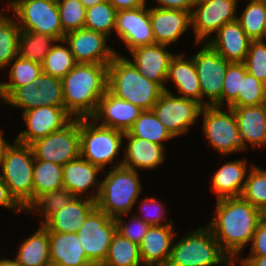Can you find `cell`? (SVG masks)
I'll return each mask as SVG.
<instances>
[{
    "label": "cell",
    "mask_w": 266,
    "mask_h": 266,
    "mask_svg": "<svg viewBox=\"0 0 266 266\" xmlns=\"http://www.w3.org/2000/svg\"><path fill=\"white\" fill-rule=\"evenodd\" d=\"M265 214L242 197L217 200L208 227L228 257H238L251 243L257 225ZM238 255V256H237Z\"/></svg>",
    "instance_id": "cell-1"
},
{
    "label": "cell",
    "mask_w": 266,
    "mask_h": 266,
    "mask_svg": "<svg viewBox=\"0 0 266 266\" xmlns=\"http://www.w3.org/2000/svg\"><path fill=\"white\" fill-rule=\"evenodd\" d=\"M61 80L65 110L89 118L107 91L108 65L77 63Z\"/></svg>",
    "instance_id": "cell-2"
},
{
    "label": "cell",
    "mask_w": 266,
    "mask_h": 266,
    "mask_svg": "<svg viewBox=\"0 0 266 266\" xmlns=\"http://www.w3.org/2000/svg\"><path fill=\"white\" fill-rule=\"evenodd\" d=\"M107 90L142 110H152L165 91L159 84L141 75L127 57L119 54L108 64Z\"/></svg>",
    "instance_id": "cell-3"
},
{
    "label": "cell",
    "mask_w": 266,
    "mask_h": 266,
    "mask_svg": "<svg viewBox=\"0 0 266 266\" xmlns=\"http://www.w3.org/2000/svg\"><path fill=\"white\" fill-rule=\"evenodd\" d=\"M101 180L96 207L111 218L126 216L142 192L139 173L123 165L111 168Z\"/></svg>",
    "instance_id": "cell-4"
},
{
    "label": "cell",
    "mask_w": 266,
    "mask_h": 266,
    "mask_svg": "<svg viewBox=\"0 0 266 266\" xmlns=\"http://www.w3.org/2000/svg\"><path fill=\"white\" fill-rule=\"evenodd\" d=\"M34 155L30 145L14 143L6 148L0 176L10 195L25 210L33 201Z\"/></svg>",
    "instance_id": "cell-5"
},
{
    "label": "cell",
    "mask_w": 266,
    "mask_h": 266,
    "mask_svg": "<svg viewBox=\"0 0 266 266\" xmlns=\"http://www.w3.org/2000/svg\"><path fill=\"white\" fill-rule=\"evenodd\" d=\"M176 241L166 266H217L228 258L207 225Z\"/></svg>",
    "instance_id": "cell-6"
},
{
    "label": "cell",
    "mask_w": 266,
    "mask_h": 266,
    "mask_svg": "<svg viewBox=\"0 0 266 266\" xmlns=\"http://www.w3.org/2000/svg\"><path fill=\"white\" fill-rule=\"evenodd\" d=\"M123 138L124 132L120 130L98 125L90 118H80V157L101 170L108 164L112 168L122 165L114 158L124 147Z\"/></svg>",
    "instance_id": "cell-7"
},
{
    "label": "cell",
    "mask_w": 266,
    "mask_h": 266,
    "mask_svg": "<svg viewBox=\"0 0 266 266\" xmlns=\"http://www.w3.org/2000/svg\"><path fill=\"white\" fill-rule=\"evenodd\" d=\"M221 109L218 106H204L201 109L202 127L208 144L223 156L244 151L233 109Z\"/></svg>",
    "instance_id": "cell-8"
},
{
    "label": "cell",
    "mask_w": 266,
    "mask_h": 266,
    "mask_svg": "<svg viewBox=\"0 0 266 266\" xmlns=\"http://www.w3.org/2000/svg\"><path fill=\"white\" fill-rule=\"evenodd\" d=\"M34 159L65 165L80 157V118L30 144Z\"/></svg>",
    "instance_id": "cell-9"
},
{
    "label": "cell",
    "mask_w": 266,
    "mask_h": 266,
    "mask_svg": "<svg viewBox=\"0 0 266 266\" xmlns=\"http://www.w3.org/2000/svg\"><path fill=\"white\" fill-rule=\"evenodd\" d=\"M193 58L201 88V105L221 107L223 81L228 62L216 50L205 42ZM208 100H204V98Z\"/></svg>",
    "instance_id": "cell-10"
},
{
    "label": "cell",
    "mask_w": 266,
    "mask_h": 266,
    "mask_svg": "<svg viewBox=\"0 0 266 266\" xmlns=\"http://www.w3.org/2000/svg\"><path fill=\"white\" fill-rule=\"evenodd\" d=\"M116 231L115 218H111L96 207L76 232L88 260L94 266H101L106 259Z\"/></svg>",
    "instance_id": "cell-11"
},
{
    "label": "cell",
    "mask_w": 266,
    "mask_h": 266,
    "mask_svg": "<svg viewBox=\"0 0 266 266\" xmlns=\"http://www.w3.org/2000/svg\"><path fill=\"white\" fill-rule=\"evenodd\" d=\"M195 100L174 95L170 90L164 91L152 110L173 137L189 131L202 109Z\"/></svg>",
    "instance_id": "cell-12"
},
{
    "label": "cell",
    "mask_w": 266,
    "mask_h": 266,
    "mask_svg": "<svg viewBox=\"0 0 266 266\" xmlns=\"http://www.w3.org/2000/svg\"><path fill=\"white\" fill-rule=\"evenodd\" d=\"M238 0H196L191 13L196 44L207 42L226 23L237 19ZM236 13V14H235Z\"/></svg>",
    "instance_id": "cell-13"
},
{
    "label": "cell",
    "mask_w": 266,
    "mask_h": 266,
    "mask_svg": "<svg viewBox=\"0 0 266 266\" xmlns=\"http://www.w3.org/2000/svg\"><path fill=\"white\" fill-rule=\"evenodd\" d=\"M21 31H32L63 40L61 20L57 2L34 0L21 3L14 11Z\"/></svg>",
    "instance_id": "cell-14"
},
{
    "label": "cell",
    "mask_w": 266,
    "mask_h": 266,
    "mask_svg": "<svg viewBox=\"0 0 266 266\" xmlns=\"http://www.w3.org/2000/svg\"><path fill=\"white\" fill-rule=\"evenodd\" d=\"M108 39L103 33L82 28L65 34L63 40L77 63L108 65L118 54L107 44Z\"/></svg>",
    "instance_id": "cell-15"
},
{
    "label": "cell",
    "mask_w": 266,
    "mask_h": 266,
    "mask_svg": "<svg viewBox=\"0 0 266 266\" xmlns=\"http://www.w3.org/2000/svg\"><path fill=\"white\" fill-rule=\"evenodd\" d=\"M27 130L20 131L15 141L30 145L52 132L61 130L73 117L64 106H41L22 113Z\"/></svg>",
    "instance_id": "cell-16"
},
{
    "label": "cell",
    "mask_w": 266,
    "mask_h": 266,
    "mask_svg": "<svg viewBox=\"0 0 266 266\" xmlns=\"http://www.w3.org/2000/svg\"><path fill=\"white\" fill-rule=\"evenodd\" d=\"M146 6L145 3L138 8L118 10L116 13L114 31L129 51L155 44L149 8Z\"/></svg>",
    "instance_id": "cell-17"
},
{
    "label": "cell",
    "mask_w": 266,
    "mask_h": 266,
    "mask_svg": "<svg viewBox=\"0 0 266 266\" xmlns=\"http://www.w3.org/2000/svg\"><path fill=\"white\" fill-rule=\"evenodd\" d=\"M143 110L120 99L110 91L100 98L95 112L89 117L96 124L127 132Z\"/></svg>",
    "instance_id": "cell-18"
},
{
    "label": "cell",
    "mask_w": 266,
    "mask_h": 266,
    "mask_svg": "<svg viewBox=\"0 0 266 266\" xmlns=\"http://www.w3.org/2000/svg\"><path fill=\"white\" fill-rule=\"evenodd\" d=\"M168 46L152 44L130 50L131 61L138 72L148 80L159 84L165 91L168 68L175 54L167 50Z\"/></svg>",
    "instance_id": "cell-19"
},
{
    "label": "cell",
    "mask_w": 266,
    "mask_h": 266,
    "mask_svg": "<svg viewBox=\"0 0 266 266\" xmlns=\"http://www.w3.org/2000/svg\"><path fill=\"white\" fill-rule=\"evenodd\" d=\"M149 16L155 43L170 46L177 43L189 27H192L191 12L180 9L149 7Z\"/></svg>",
    "instance_id": "cell-20"
},
{
    "label": "cell",
    "mask_w": 266,
    "mask_h": 266,
    "mask_svg": "<svg viewBox=\"0 0 266 266\" xmlns=\"http://www.w3.org/2000/svg\"><path fill=\"white\" fill-rule=\"evenodd\" d=\"M62 170L63 188L70 191L76 197H83L86 194V197L88 195L87 198L97 200L101 186V181L97 180V177L100 171L102 172L99 167L82 157H78L63 165ZM91 187L94 190L89 196L87 193L91 191Z\"/></svg>",
    "instance_id": "cell-21"
},
{
    "label": "cell",
    "mask_w": 266,
    "mask_h": 266,
    "mask_svg": "<svg viewBox=\"0 0 266 266\" xmlns=\"http://www.w3.org/2000/svg\"><path fill=\"white\" fill-rule=\"evenodd\" d=\"M177 235L173 225L150 226L139 245L144 266H166Z\"/></svg>",
    "instance_id": "cell-22"
},
{
    "label": "cell",
    "mask_w": 266,
    "mask_h": 266,
    "mask_svg": "<svg viewBox=\"0 0 266 266\" xmlns=\"http://www.w3.org/2000/svg\"><path fill=\"white\" fill-rule=\"evenodd\" d=\"M209 40L207 42L216 52L231 63L245 62L252 41L237 19L226 23Z\"/></svg>",
    "instance_id": "cell-23"
},
{
    "label": "cell",
    "mask_w": 266,
    "mask_h": 266,
    "mask_svg": "<svg viewBox=\"0 0 266 266\" xmlns=\"http://www.w3.org/2000/svg\"><path fill=\"white\" fill-rule=\"evenodd\" d=\"M233 109L244 150L266 145V107L264 104L252 106H229Z\"/></svg>",
    "instance_id": "cell-24"
},
{
    "label": "cell",
    "mask_w": 266,
    "mask_h": 266,
    "mask_svg": "<svg viewBox=\"0 0 266 266\" xmlns=\"http://www.w3.org/2000/svg\"><path fill=\"white\" fill-rule=\"evenodd\" d=\"M124 157L120 160L123 166L137 171V169H154L165 161L164 146L148 140L130 136L124 132Z\"/></svg>",
    "instance_id": "cell-25"
},
{
    "label": "cell",
    "mask_w": 266,
    "mask_h": 266,
    "mask_svg": "<svg viewBox=\"0 0 266 266\" xmlns=\"http://www.w3.org/2000/svg\"><path fill=\"white\" fill-rule=\"evenodd\" d=\"M95 208V200L75 196L65 207L51 214L42 225L48 232L76 233Z\"/></svg>",
    "instance_id": "cell-26"
},
{
    "label": "cell",
    "mask_w": 266,
    "mask_h": 266,
    "mask_svg": "<svg viewBox=\"0 0 266 266\" xmlns=\"http://www.w3.org/2000/svg\"><path fill=\"white\" fill-rule=\"evenodd\" d=\"M49 252L51 266H94L77 233L49 232Z\"/></svg>",
    "instance_id": "cell-27"
},
{
    "label": "cell",
    "mask_w": 266,
    "mask_h": 266,
    "mask_svg": "<svg viewBox=\"0 0 266 266\" xmlns=\"http://www.w3.org/2000/svg\"><path fill=\"white\" fill-rule=\"evenodd\" d=\"M246 159L227 161L211 177V190L217 200L241 197L245 186L247 171Z\"/></svg>",
    "instance_id": "cell-28"
},
{
    "label": "cell",
    "mask_w": 266,
    "mask_h": 266,
    "mask_svg": "<svg viewBox=\"0 0 266 266\" xmlns=\"http://www.w3.org/2000/svg\"><path fill=\"white\" fill-rule=\"evenodd\" d=\"M186 53H180L172 58L166 82L171 81L177 87L180 97L197 101L201 104V88L193 58L185 57Z\"/></svg>",
    "instance_id": "cell-29"
},
{
    "label": "cell",
    "mask_w": 266,
    "mask_h": 266,
    "mask_svg": "<svg viewBox=\"0 0 266 266\" xmlns=\"http://www.w3.org/2000/svg\"><path fill=\"white\" fill-rule=\"evenodd\" d=\"M14 260L20 266H51L49 232L42 224L22 242Z\"/></svg>",
    "instance_id": "cell-30"
},
{
    "label": "cell",
    "mask_w": 266,
    "mask_h": 266,
    "mask_svg": "<svg viewBox=\"0 0 266 266\" xmlns=\"http://www.w3.org/2000/svg\"><path fill=\"white\" fill-rule=\"evenodd\" d=\"M9 81L0 82V100L2 102L18 87L36 81L43 72L41 64L25 60L19 55L12 60Z\"/></svg>",
    "instance_id": "cell-31"
},
{
    "label": "cell",
    "mask_w": 266,
    "mask_h": 266,
    "mask_svg": "<svg viewBox=\"0 0 266 266\" xmlns=\"http://www.w3.org/2000/svg\"><path fill=\"white\" fill-rule=\"evenodd\" d=\"M101 266H144L139 246L116 231Z\"/></svg>",
    "instance_id": "cell-32"
},
{
    "label": "cell",
    "mask_w": 266,
    "mask_h": 266,
    "mask_svg": "<svg viewBox=\"0 0 266 266\" xmlns=\"http://www.w3.org/2000/svg\"><path fill=\"white\" fill-rule=\"evenodd\" d=\"M63 188L62 166L34 159L33 200L40 194Z\"/></svg>",
    "instance_id": "cell-33"
},
{
    "label": "cell",
    "mask_w": 266,
    "mask_h": 266,
    "mask_svg": "<svg viewBox=\"0 0 266 266\" xmlns=\"http://www.w3.org/2000/svg\"><path fill=\"white\" fill-rule=\"evenodd\" d=\"M127 133L161 146H164L162 142L174 138L159 121L153 110H143Z\"/></svg>",
    "instance_id": "cell-34"
},
{
    "label": "cell",
    "mask_w": 266,
    "mask_h": 266,
    "mask_svg": "<svg viewBox=\"0 0 266 266\" xmlns=\"http://www.w3.org/2000/svg\"><path fill=\"white\" fill-rule=\"evenodd\" d=\"M56 42L54 37L46 34L21 31L18 55L25 60L42 64L45 56Z\"/></svg>",
    "instance_id": "cell-35"
},
{
    "label": "cell",
    "mask_w": 266,
    "mask_h": 266,
    "mask_svg": "<svg viewBox=\"0 0 266 266\" xmlns=\"http://www.w3.org/2000/svg\"><path fill=\"white\" fill-rule=\"evenodd\" d=\"M0 9V70L12 63L18 56L19 36L21 29L13 17H6Z\"/></svg>",
    "instance_id": "cell-36"
},
{
    "label": "cell",
    "mask_w": 266,
    "mask_h": 266,
    "mask_svg": "<svg viewBox=\"0 0 266 266\" xmlns=\"http://www.w3.org/2000/svg\"><path fill=\"white\" fill-rule=\"evenodd\" d=\"M56 43L45 56L41 66L43 73L62 79L77 62L68 44L65 46L66 42L64 40H59Z\"/></svg>",
    "instance_id": "cell-37"
},
{
    "label": "cell",
    "mask_w": 266,
    "mask_h": 266,
    "mask_svg": "<svg viewBox=\"0 0 266 266\" xmlns=\"http://www.w3.org/2000/svg\"><path fill=\"white\" fill-rule=\"evenodd\" d=\"M237 20L251 40H262L266 21V0H251Z\"/></svg>",
    "instance_id": "cell-38"
},
{
    "label": "cell",
    "mask_w": 266,
    "mask_h": 266,
    "mask_svg": "<svg viewBox=\"0 0 266 266\" xmlns=\"http://www.w3.org/2000/svg\"><path fill=\"white\" fill-rule=\"evenodd\" d=\"M117 10L108 2L86 9L84 28L100 32L110 37L115 29Z\"/></svg>",
    "instance_id": "cell-39"
},
{
    "label": "cell",
    "mask_w": 266,
    "mask_h": 266,
    "mask_svg": "<svg viewBox=\"0 0 266 266\" xmlns=\"http://www.w3.org/2000/svg\"><path fill=\"white\" fill-rule=\"evenodd\" d=\"M75 196L65 188L57 189L51 192H46L37 196L25 209V212L30 213L40 211L43 216L41 224L53 213L65 207Z\"/></svg>",
    "instance_id": "cell-40"
},
{
    "label": "cell",
    "mask_w": 266,
    "mask_h": 266,
    "mask_svg": "<svg viewBox=\"0 0 266 266\" xmlns=\"http://www.w3.org/2000/svg\"><path fill=\"white\" fill-rule=\"evenodd\" d=\"M241 197L266 215V170L251 165Z\"/></svg>",
    "instance_id": "cell-41"
},
{
    "label": "cell",
    "mask_w": 266,
    "mask_h": 266,
    "mask_svg": "<svg viewBox=\"0 0 266 266\" xmlns=\"http://www.w3.org/2000/svg\"><path fill=\"white\" fill-rule=\"evenodd\" d=\"M57 4L65 34L84 28L86 8L80 0H58Z\"/></svg>",
    "instance_id": "cell-42"
},
{
    "label": "cell",
    "mask_w": 266,
    "mask_h": 266,
    "mask_svg": "<svg viewBox=\"0 0 266 266\" xmlns=\"http://www.w3.org/2000/svg\"><path fill=\"white\" fill-rule=\"evenodd\" d=\"M38 102L42 106H64L62 80L41 73L36 80Z\"/></svg>",
    "instance_id": "cell-43"
},
{
    "label": "cell",
    "mask_w": 266,
    "mask_h": 266,
    "mask_svg": "<svg viewBox=\"0 0 266 266\" xmlns=\"http://www.w3.org/2000/svg\"><path fill=\"white\" fill-rule=\"evenodd\" d=\"M265 99L266 85L247 71L242 79L241 92L230 106L261 105L264 104Z\"/></svg>",
    "instance_id": "cell-44"
},
{
    "label": "cell",
    "mask_w": 266,
    "mask_h": 266,
    "mask_svg": "<svg viewBox=\"0 0 266 266\" xmlns=\"http://www.w3.org/2000/svg\"><path fill=\"white\" fill-rule=\"evenodd\" d=\"M247 72L244 62H233L228 65L223 81V91L221 96V107L225 104L230 106L241 92L242 79Z\"/></svg>",
    "instance_id": "cell-45"
},
{
    "label": "cell",
    "mask_w": 266,
    "mask_h": 266,
    "mask_svg": "<svg viewBox=\"0 0 266 266\" xmlns=\"http://www.w3.org/2000/svg\"><path fill=\"white\" fill-rule=\"evenodd\" d=\"M247 71L266 85V42L252 40L245 59Z\"/></svg>",
    "instance_id": "cell-46"
},
{
    "label": "cell",
    "mask_w": 266,
    "mask_h": 266,
    "mask_svg": "<svg viewBox=\"0 0 266 266\" xmlns=\"http://www.w3.org/2000/svg\"><path fill=\"white\" fill-rule=\"evenodd\" d=\"M3 102L11 107L23 109V112L42 106L38 102L36 81L16 88Z\"/></svg>",
    "instance_id": "cell-47"
},
{
    "label": "cell",
    "mask_w": 266,
    "mask_h": 266,
    "mask_svg": "<svg viewBox=\"0 0 266 266\" xmlns=\"http://www.w3.org/2000/svg\"><path fill=\"white\" fill-rule=\"evenodd\" d=\"M122 217L120 215L115 218L117 231L139 246L150 225L136 215H133L128 223Z\"/></svg>",
    "instance_id": "cell-48"
},
{
    "label": "cell",
    "mask_w": 266,
    "mask_h": 266,
    "mask_svg": "<svg viewBox=\"0 0 266 266\" xmlns=\"http://www.w3.org/2000/svg\"><path fill=\"white\" fill-rule=\"evenodd\" d=\"M140 203L139 210L143 214H136V216L148 223L150 226L172 225V220H170V222L162 223L164 220L166 221V214H164L166 210L164 208V204H162V201H159L156 198L147 197ZM163 218L164 220H162Z\"/></svg>",
    "instance_id": "cell-49"
},
{
    "label": "cell",
    "mask_w": 266,
    "mask_h": 266,
    "mask_svg": "<svg viewBox=\"0 0 266 266\" xmlns=\"http://www.w3.org/2000/svg\"><path fill=\"white\" fill-rule=\"evenodd\" d=\"M248 256H266V215L256 227Z\"/></svg>",
    "instance_id": "cell-50"
},
{
    "label": "cell",
    "mask_w": 266,
    "mask_h": 266,
    "mask_svg": "<svg viewBox=\"0 0 266 266\" xmlns=\"http://www.w3.org/2000/svg\"><path fill=\"white\" fill-rule=\"evenodd\" d=\"M0 206L12 210L13 212L19 213L25 211L10 195L8 186L4 183L0 176Z\"/></svg>",
    "instance_id": "cell-51"
},
{
    "label": "cell",
    "mask_w": 266,
    "mask_h": 266,
    "mask_svg": "<svg viewBox=\"0 0 266 266\" xmlns=\"http://www.w3.org/2000/svg\"><path fill=\"white\" fill-rule=\"evenodd\" d=\"M159 3L156 7L165 9H180L192 13L196 0H156ZM147 2V0L145 1Z\"/></svg>",
    "instance_id": "cell-52"
},
{
    "label": "cell",
    "mask_w": 266,
    "mask_h": 266,
    "mask_svg": "<svg viewBox=\"0 0 266 266\" xmlns=\"http://www.w3.org/2000/svg\"><path fill=\"white\" fill-rule=\"evenodd\" d=\"M146 0H108V2L118 11L124 9L138 8L145 4Z\"/></svg>",
    "instance_id": "cell-53"
},
{
    "label": "cell",
    "mask_w": 266,
    "mask_h": 266,
    "mask_svg": "<svg viewBox=\"0 0 266 266\" xmlns=\"http://www.w3.org/2000/svg\"><path fill=\"white\" fill-rule=\"evenodd\" d=\"M241 259L250 266H266V256H248L245 258L241 257Z\"/></svg>",
    "instance_id": "cell-54"
},
{
    "label": "cell",
    "mask_w": 266,
    "mask_h": 266,
    "mask_svg": "<svg viewBox=\"0 0 266 266\" xmlns=\"http://www.w3.org/2000/svg\"><path fill=\"white\" fill-rule=\"evenodd\" d=\"M9 145L10 143H8L7 140H5L3 132H1L0 130V168L3 161L4 152Z\"/></svg>",
    "instance_id": "cell-55"
},
{
    "label": "cell",
    "mask_w": 266,
    "mask_h": 266,
    "mask_svg": "<svg viewBox=\"0 0 266 266\" xmlns=\"http://www.w3.org/2000/svg\"><path fill=\"white\" fill-rule=\"evenodd\" d=\"M238 257H228L222 264H225V266H237L235 261H239ZM241 266H250L247 262L241 259L240 261Z\"/></svg>",
    "instance_id": "cell-56"
},
{
    "label": "cell",
    "mask_w": 266,
    "mask_h": 266,
    "mask_svg": "<svg viewBox=\"0 0 266 266\" xmlns=\"http://www.w3.org/2000/svg\"><path fill=\"white\" fill-rule=\"evenodd\" d=\"M30 1H34V0H14V1H9L6 6H9L8 8L12 9L11 11L13 12L21 3L30 2ZM47 1L57 2L58 0H47Z\"/></svg>",
    "instance_id": "cell-57"
},
{
    "label": "cell",
    "mask_w": 266,
    "mask_h": 266,
    "mask_svg": "<svg viewBox=\"0 0 266 266\" xmlns=\"http://www.w3.org/2000/svg\"><path fill=\"white\" fill-rule=\"evenodd\" d=\"M80 1L83 4V6L87 9L94 6L95 4H100L108 0H80Z\"/></svg>",
    "instance_id": "cell-58"
},
{
    "label": "cell",
    "mask_w": 266,
    "mask_h": 266,
    "mask_svg": "<svg viewBox=\"0 0 266 266\" xmlns=\"http://www.w3.org/2000/svg\"><path fill=\"white\" fill-rule=\"evenodd\" d=\"M0 266H20L15 260L11 259H0Z\"/></svg>",
    "instance_id": "cell-59"
},
{
    "label": "cell",
    "mask_w": 266,
    "mask_h": 266,
    "mask_svg": "<svg viewBox=\"0 0 266 266\" xmlns=\"http://www.w3.org/2000/svg\"><path fill=\"white\" fill-rule=\"evenodd\" d=\"M265 39H266V21H265V29H264L262 41H266Z\"/></svg>",
    "instance_id": "cell-60"
}]
</instances>
